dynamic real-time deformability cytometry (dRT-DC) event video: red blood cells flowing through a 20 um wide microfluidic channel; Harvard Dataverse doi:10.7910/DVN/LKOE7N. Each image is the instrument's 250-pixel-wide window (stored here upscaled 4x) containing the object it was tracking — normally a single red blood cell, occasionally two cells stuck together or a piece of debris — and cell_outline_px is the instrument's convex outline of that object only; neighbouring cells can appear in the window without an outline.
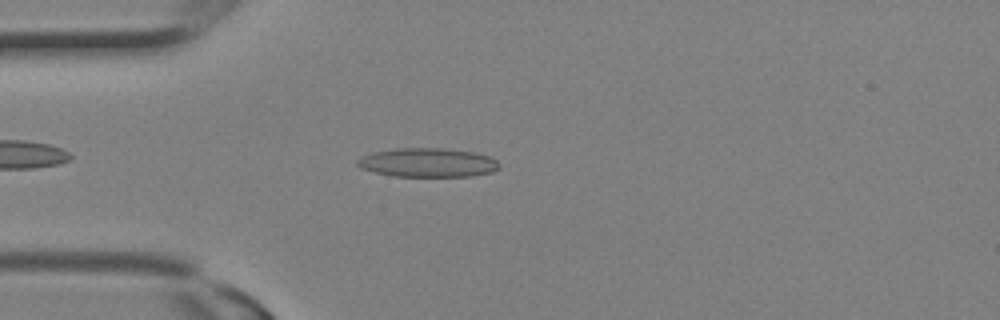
{"species": "Egyptian fruit bat (a non-hibernating species)", "species_latin": "Rousettus aegyptiacus", "temperature_condition": "room temperature", "stored_images_in_passage": 9, "camera_frame_rate_fps": 3000, "um_per_image_px": 0.085, "animal": {"sex": "female"}, "frame": {"image": 1, "passage_image": 3, "time_ms": 0.667, "image_size_px": [1000, 320], "cell_outline_px": [[500, 168], [492, 172], [472, 176], [392, 176], [360, 168], [356, 164], [356, 160], [360, 156], [372, 152], [396, 148], [444, 148], [472, 152], [488, 156], [496, 160], [500, 164]], "centroid_in_image_um": [36.33, 13.82], "position_along_channel_um": 48.7, "area_um2": 24.04}}
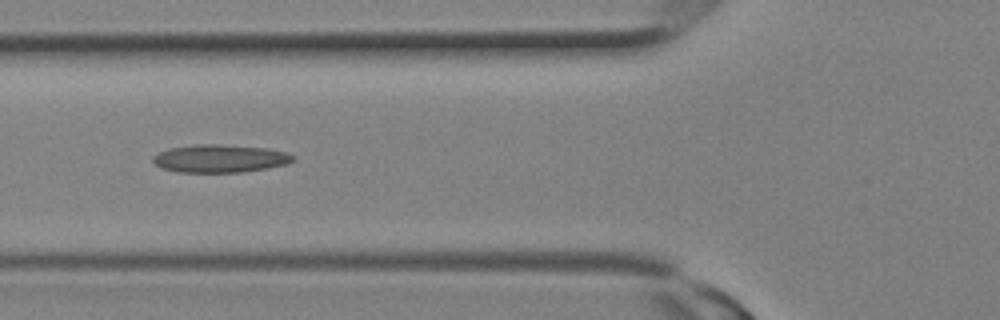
{"frame": {"image": 2, "passage_image": 6, "time_ms": 1.667, "image_size_px": [1000, 320], "cell_outline_px": [[296, 156], [288, 164], [240, 172], [176, 172], [160, 168], [152, 160], [152, 156], [168, 148], [196, 144], [216, 144], [268, 148], [288, 152]], "centroid_in_image_um": [18.68, 13.47], "position_along_channel_um": 107.1, "area_um2": 22.83}}
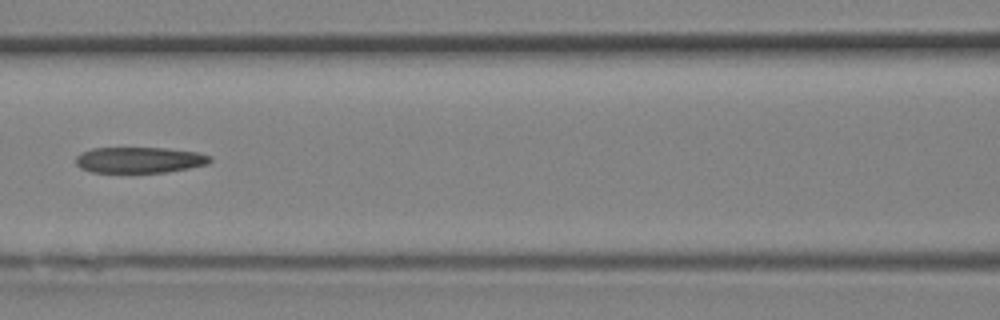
{"frame": {"image": 3, "passage_image": 8, "time_ms": 2.333, "image_size_px": [1000, 320], "cell_outline_px": [[212, 160], [208, 164], [168, 172], [92, 172], [80, 168], [76, 164], [76, 156], [92, 148], [164, 148], [196, 152], [212, 156]], "centroid_in_image_um": [11.87, 13.6], "position_along_channel_um": 154.7, "area_um2": 20.17}}